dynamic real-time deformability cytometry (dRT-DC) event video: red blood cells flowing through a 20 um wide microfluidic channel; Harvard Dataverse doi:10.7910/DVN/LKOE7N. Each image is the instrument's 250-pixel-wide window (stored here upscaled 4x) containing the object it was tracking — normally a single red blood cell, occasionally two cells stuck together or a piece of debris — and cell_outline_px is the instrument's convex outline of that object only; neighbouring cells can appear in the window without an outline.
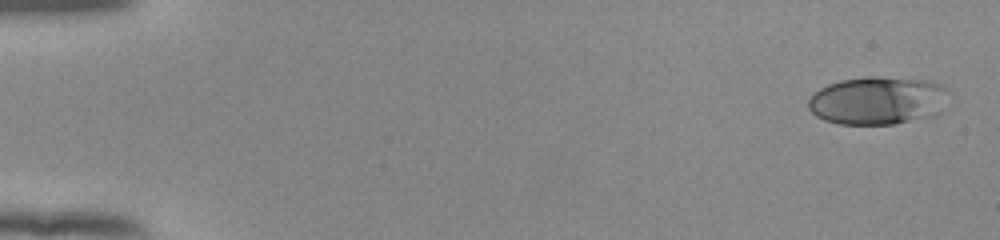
{"species": "human", "species_latin": "Homo sapiens", "temperature_condition": "room temperature", "stored_images_in_passage": 52, "camera_frame_rate_fps": 3000, "um_per_image_px": 0.085, "donor": {"sex": "female"}, "frame": {"image": 1, "passage_image": 1, "time_ms": 0.0, "image_size_px": [1000, 240], "cell_outline_px": [[944, 88], [940, 112], [936, 116], [892, 124], [840, 124], [824, 120], [816, 116], [808, 108], [808, 100], [820, 88], [828, 84], [840, 80], [868, 76], [880, 76], [924, 80], [936, 84]], "centroid_in_image_um": [74.52, 8.55], "position_along_channel_um": 10.5, "area_um2": 38.84}}
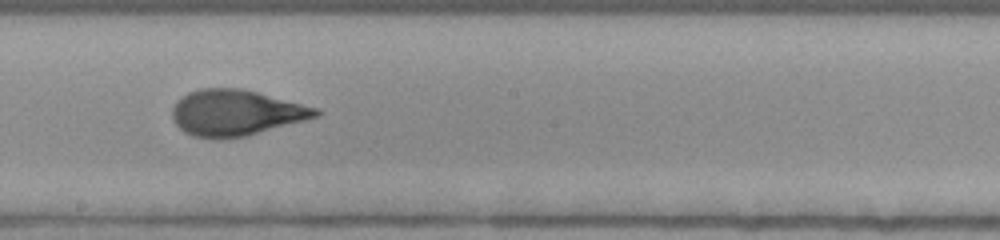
{"frame": {"image": 2, "passage_image": 30, "time_ms": 9.667, "image_size_px": [1000, 240], "cell_outline_px": [[324, 112], [320, 116], [244, 136], [216, 140], [212, 140], [192, 136], [184, 132], [172, 120], [172, 108], [176, 100], [188, 92], [200, 88], [240, 88], [320, 108]], "centroid_in_image_um": [20.03, 9.59], "position_along_channel_um": 228.2, "area_um2": 38.67}}
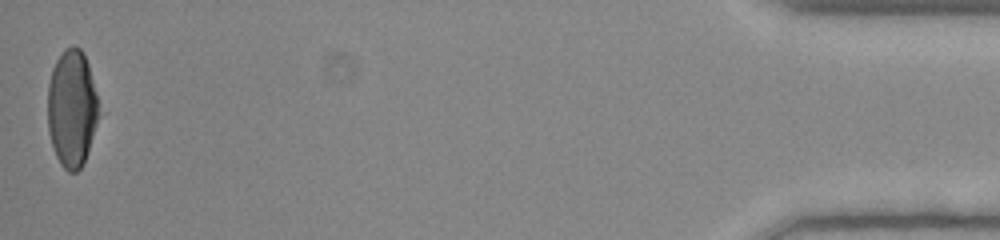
{"frame": {"image": 3, "passage_image": 52, "time_ms": 17.0, "image_size_px": [1000, 240], "cell_outline_px": [[96, 124], [88, 152], [80, 168], [76, 172], [68, 172], [60, 164], [56, 156], [48, 132], [48, 84], [52, 68], [56, 60], [64, 48], [72, 44], [80, 48], [84, 52], [88, 64], [96, 96]], "centroid_in_image_um": [6.07, 9.19], "position_along_channel_um": 429.1, "area_um2": 34.51}, "authors_computed_cell_mechanics": {"area_um2": 37.5411, "velocity_mm_per_s": 3.9113, "shape_relaxation_time_tau1_ms": 4.4743, "shape_relaxation_time_tau2_ms": 0.7428, "deformation_change_tau1": 0.1789, "deformation_change_tau2": 0.0709}}